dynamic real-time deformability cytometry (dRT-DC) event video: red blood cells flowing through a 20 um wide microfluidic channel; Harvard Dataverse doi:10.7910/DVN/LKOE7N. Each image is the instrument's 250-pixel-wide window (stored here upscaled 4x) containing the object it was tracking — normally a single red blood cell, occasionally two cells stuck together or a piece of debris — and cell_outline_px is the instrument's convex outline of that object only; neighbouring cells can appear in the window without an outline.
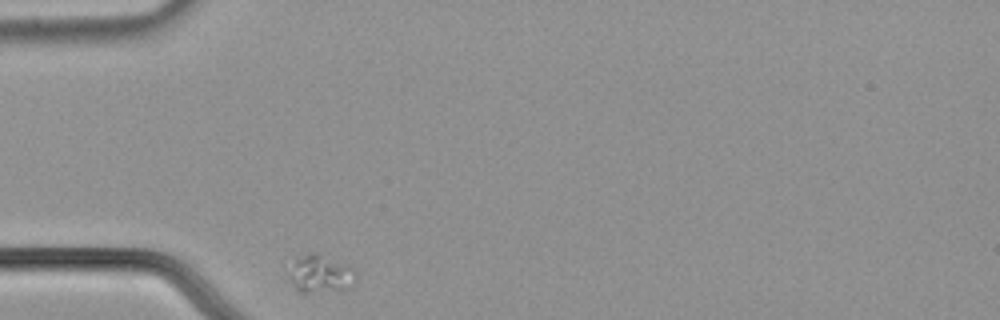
{"species": "common noctule bat (a hibernating species)", "species_latin": "Nyctalus noctula", "temperature_condition": "cold", "stored_images_in_passage": 34, "camera_frame_rate_fps": 3000, "um_per_image_px": 0.085, "animal": {"sex": "male", "body_mass_g": 21.5, "forearm_length_mm": 52.0}, "frame": {"image": 1, "passage_image": 1, "time_ms": 0.0, "image_size_px": [1000, 320], "cell_outline_px": [[352, 288], [304, 292], [300, 292], [296, 288], [288, 276], [288, 272], [296, 260], [308, 252], [312, 252], [344, 264], [352, 284]], "centroid_in_image_um": [27.09, 23.29], "position_along_channel_um": 57.9, "area_um2": 13.35}}
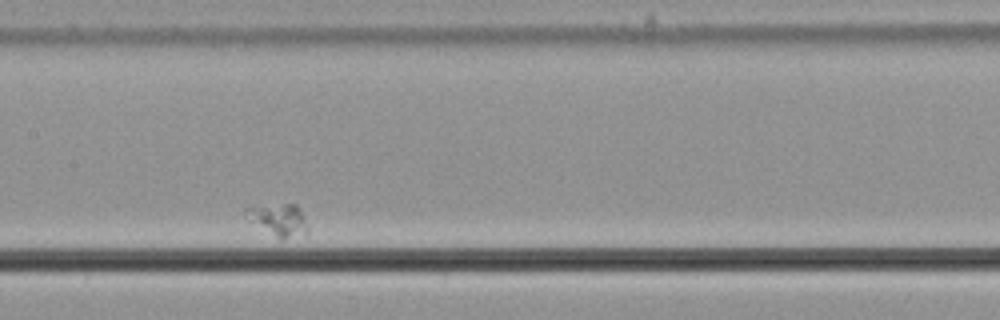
{"frame": {"image": 2, "passage_image": 15, "time_ms": 4.667, "image_size_px": [1000, 320], "cell_outline_px": [[308, 232], [280, 240], [248, 220], [244, 212], [248, 208], [284, 204], [296, 204], [304, 216], [308, 224]], "centroid_in_image_um": [23.71, 18.7], "position_along_channel_um": 183.7, "area_um2": 11.33}}
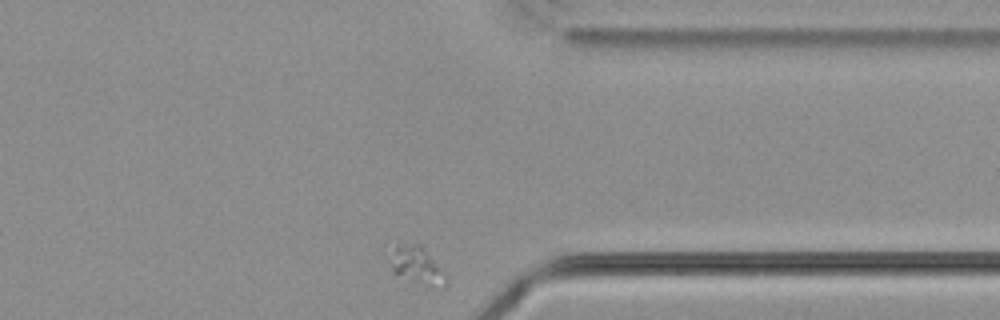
{"frame": {"image": 3, "passage_image": 34, "time_ms": 11.0, "image_size_px": [1000, 320], "cell_outline_px": [[448, 280], [444, 284], [424, 284], [392, 272], [384, 256], [396, 248], [412, 244], [420, 244], [424, 248], [440, 268]], "centroid_in_image_um": [35.31, 22.51], "position_along_channel_um": 376.1, "area_um2": 11.56}}